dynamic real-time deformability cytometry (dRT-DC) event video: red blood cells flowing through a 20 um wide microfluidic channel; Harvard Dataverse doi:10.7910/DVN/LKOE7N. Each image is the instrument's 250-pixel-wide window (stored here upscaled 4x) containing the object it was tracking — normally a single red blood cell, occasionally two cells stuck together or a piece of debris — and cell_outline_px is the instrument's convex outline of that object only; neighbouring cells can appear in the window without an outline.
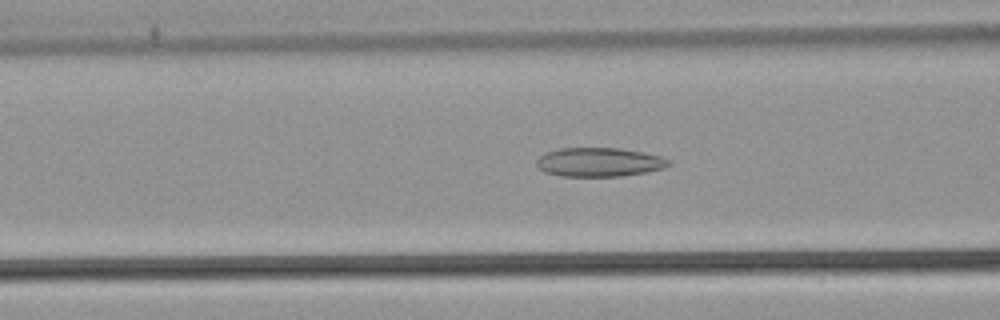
{"species": "common noctule bat (a hibernating species)", "species_latin": "Nyctalus noctula", "temperature_condition": "warm", "stored_images_in_passage": 53, "camera_frame_rate_fps": 3000, "um_per_image_px": 0.085, "animal": {"sex": "male", "body_mass_g": 21.5, "forearm_length_mm": 52.0}, "frame": {"image": 1, "passage_image": 22, "time_ms": 7.0, "image_size_px": [1000, 320], "cell_outline_px": [[672, 164], [664, 168], [644, 172], [620, 176], [560, 176], [544, 172], [536, 164], [536, 160], [540, 156], [548, 152], [560, 148], [620, 148], [644, 152], [660, 156], [668, 160]], "centroid_in_image_um": [50.93, 13.78], "position_along_channel_um": 115.7, "area_um2": 22.2}}
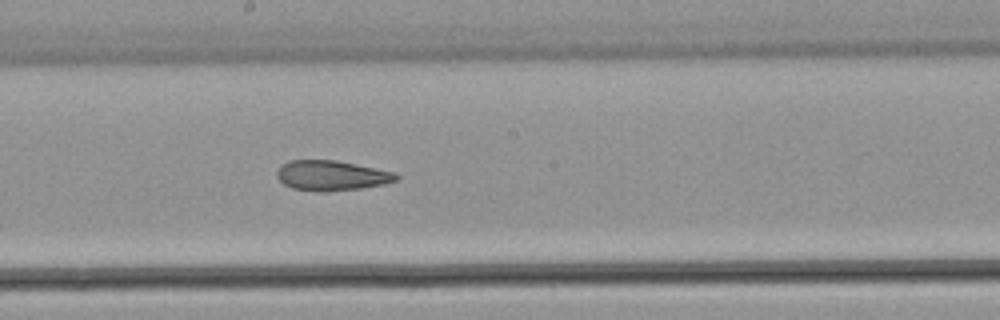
{"frame": {"image": 2, "passage_image": 30, "time_ms": 9.667, "image_size_px": [1000, 320], "cell_outline_px": [[400, 176], [396, 180], [384, 184], [360, 188], [324, 192], [316, 192], [292, 188], [284, 184], [276, 176], [276, 172], [288, 160], [336, 160], [396, 172]], "centroid_in_image_um": [28.19, 14.92], "position_along_channel_um": 220.0, "area_um2": 20.92}}
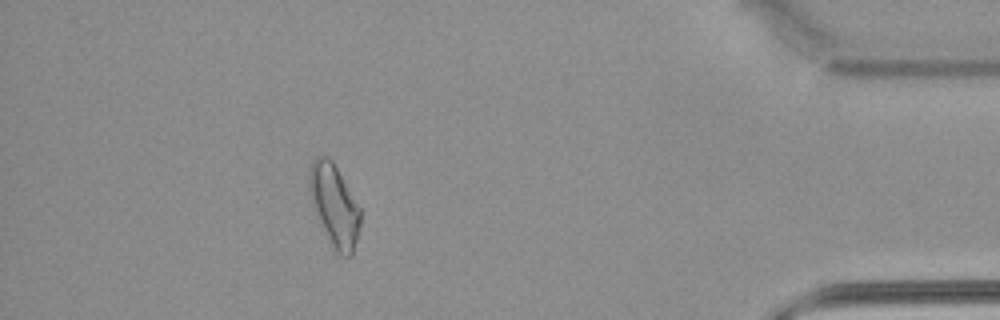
{"frame": {"image": 3, "passage_image": 48, "time_ms": 15.667, "image_size_px": [1000, 320], "cell_outline_px": [[360, 228], [352, 256], [340, 256], [332, 252], [312, 204], [308, 188], [308, 168], [312, 160], [316, 156], [328, 156], [332, 160], [360, 208]], "centroid_in_image_um": [28.39, 17.5], "position_along_channel_um": 406.8, "area_um2": 24.85}, "authors_computed_cell_mechanics": {"area_um2": 23.6402, "velocity_mm_per_s": 3.9182, "shape_relaxation_time_tau1_ms": null, "shape_relaxation_time_tau2_ms": 3.7595, "deformation_change_tau1": null, "deformation_change_tau2": 0.127}}